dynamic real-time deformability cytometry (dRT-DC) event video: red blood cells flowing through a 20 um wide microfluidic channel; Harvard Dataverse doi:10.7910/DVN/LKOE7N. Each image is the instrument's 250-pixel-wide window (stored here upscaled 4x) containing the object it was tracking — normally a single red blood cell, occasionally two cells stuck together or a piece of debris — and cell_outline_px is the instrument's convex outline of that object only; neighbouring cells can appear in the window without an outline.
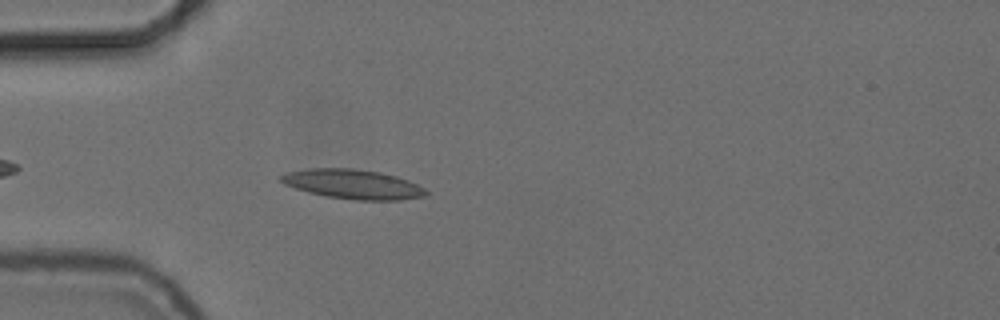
{"species": "common noctule bat (a hibernating species)", "species_latin": "Nyctalus noctula", "temperature_condition": "cold", "stored_images_in_passage": 41, "camera_frame_rate_fps": 3000, "um_per_image_px": 0.085, "animal": {"sex": "female", "body_mass_g": 24.6, "forearm_length_mm": 56.2}, "frame": {"image": 1, "passage_image": 5, "time_ms": 1.333, "image_size_px": [1000, 320], "cell_outline_px": [[428, 196], [400, 200], [356, 200], [324, 196], [308, 192], [284, 184], [280, 180], [280, 176], [288, 172], [308, 168], [352, 168], [380, 172], [396, 176], [408, 180], [424, 188], [428, 192]], "centroid_in_image_um": [30.01, 15.66], "position_along_channel_um": 55.0, "area_um2": 24.97}}
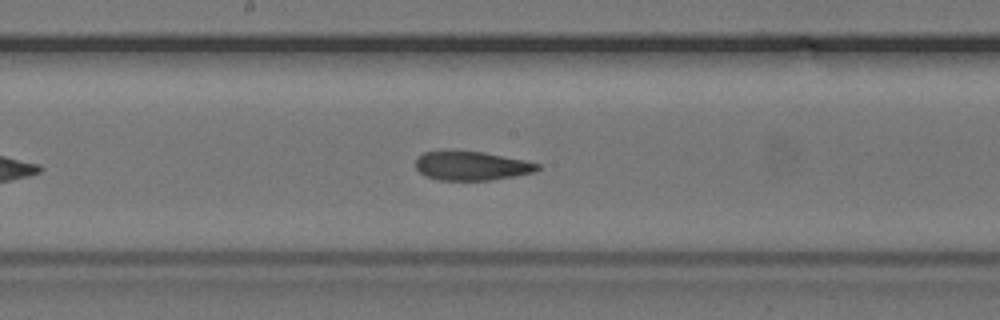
{"frame": {"image": 2, "passage_image": 18, "time_ms": 5.667, "image_size_px": [1000, 320], "cell_outline_px": [[540, 168], [536, 172], [492, 180], [440, 180], [424, 176], [416, 168], [416, 156], [424, 152], [484, 152], [524, 160], [540, 164]], "centroid_in_image_um": [40.1, 14.11], "position_along_channel_um": 208.1, "area_um2": 20.4}}
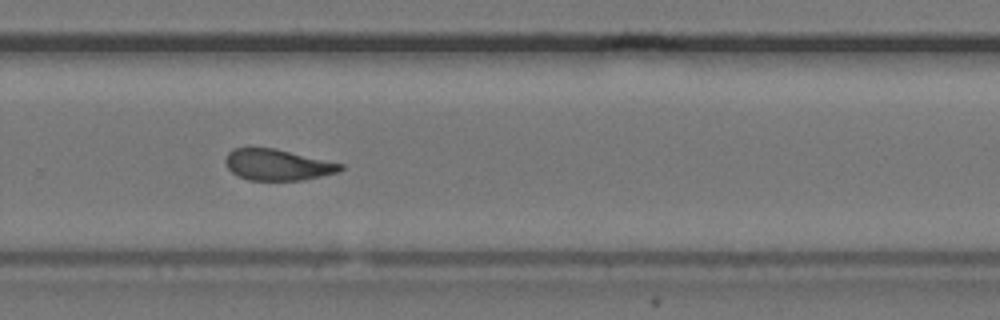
{"frame": {"image": 3, "passage_image": 26, "time_ms": 8.333, "image_size_px": [1000, 320], "cell_outline_px": [[344, 168], [340, 172], [300, 180], [248, 180], [232, 172], [228, 168], [224, 160], [228, 152], [232, 148], [276, 148], [344, 164]], "centroid_in_image_um": [23.6, 14.0], "position_along_channel_um": 306.2, "area_um2": 20.87}, "authors_computed_cell_mechanics": {"area_um2": 21.2704, "velocity_mm_per_s": 3.7069, "shape_relaxation_time_tau1_ms": null, "shape_relaxation_time_tau2_ms": 2.1885, "deformation_change_tau1": null, "deformation_change_tau2": 0.0927}}